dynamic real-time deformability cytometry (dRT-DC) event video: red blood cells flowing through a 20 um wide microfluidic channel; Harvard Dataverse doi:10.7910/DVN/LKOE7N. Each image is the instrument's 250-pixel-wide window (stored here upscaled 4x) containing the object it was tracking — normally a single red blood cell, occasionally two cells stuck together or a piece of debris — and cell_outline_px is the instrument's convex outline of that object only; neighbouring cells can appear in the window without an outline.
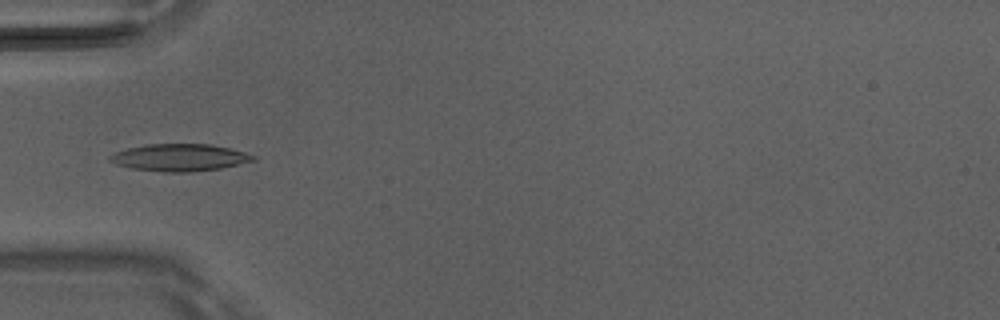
{"species": "Egyptian fruit bat (a non-hibernating species)", "species_latin": "Rousettus aegyptiacus", "temperature_condition": "room temperature", "stored_images_in_passage": 6, "camera_frame_rate_fps": 3000, "um_per_image_px": 0.085, "animal": {"sex": "male"}, "frame": {"image": 1, "passage_image": 5, "time_ms": 1.333, "image_size_px": [1000, 320], "cell_outline_px": [[256, 160], [220, 168], [192, 172], [164, 172], [132, 168], [116, 164], [108, 160], [108, 156], [116, 152], [128, 148], [144, 144], [212, 144], [244, 152], [256, 156]], "centroid_in_image_um": [15.25, 13.39], "position_along_channel_um": 69.7, "area_um2": 22.6}}